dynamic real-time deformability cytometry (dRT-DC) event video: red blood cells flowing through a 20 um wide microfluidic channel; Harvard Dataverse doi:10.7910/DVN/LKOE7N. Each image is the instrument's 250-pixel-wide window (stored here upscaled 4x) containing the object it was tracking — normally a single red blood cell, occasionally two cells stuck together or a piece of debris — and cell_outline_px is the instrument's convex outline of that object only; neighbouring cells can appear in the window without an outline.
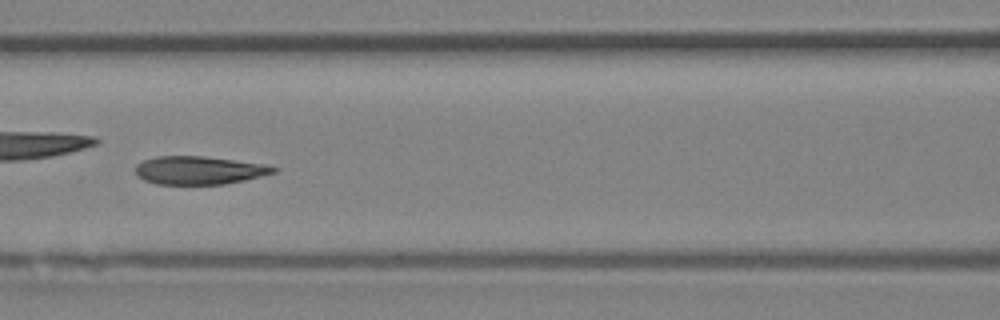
{"species": "Egyptian fruit bat (a non-hibernating species)", "species_latin": "Rousettus aegyptiacus", "temperature_condition": "room temperature", "stored_images_in_passage": 47, "camera_frame_rate_fps": 3000, "um_per_image_px": 0.085, "animal": {"sex": "female"}, "frame": {"image": 1, "passage_image": 21, "time_ms": 6.667, "image_size_px": [1000, 320], "cell_outline_px": [[280, 168], [276, 172], [244, 180], [224, 184], [156, 184], [144, 180], [136, 176], [136, 164], [144, 160], [156, 156], [204, 156], [264, 164]], "centroid_in_image_um": [16.9, 14.47], "position_along_channel_um": 149.7, "area_um2": 22.66}, "authors_computed_cell_mechanics": {"area_um2": 23.987, "velocity_mm_per_s": 4.4669, "shape_relaxation_time_tau1_ms": 4.8753, "shape_relaxation_time_tau2_ms": 1.5835, "deformation_change_tau1": 0.1667, "deformation_change_tau2": 0.0662}}